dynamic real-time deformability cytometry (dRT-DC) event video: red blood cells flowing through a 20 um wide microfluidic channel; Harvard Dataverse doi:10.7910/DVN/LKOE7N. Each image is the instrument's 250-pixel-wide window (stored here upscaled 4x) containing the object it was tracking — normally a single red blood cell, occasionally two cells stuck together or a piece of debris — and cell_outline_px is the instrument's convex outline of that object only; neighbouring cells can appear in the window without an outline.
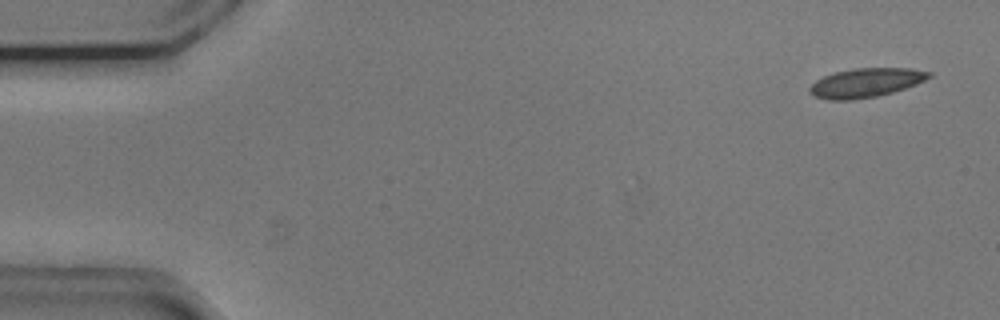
{"species": "common noctule bat (a hibernating species)", "species_latin": "Nyctalus noctula", "temperature_condition": "cold", "stored_images_in_passage": 14, "camera_frame_rate_fps": 3000, "um_per_image_px": 0.085, "animal": {"sex": "male", "body_mass_g": 20.5, "forearm_length_mm": 52.5}, "frame": {"image": 1, "passage_image": 3, "time_ms": 0.667, "image_size_px": [1000, 320], "cell_outline_px": [[932, 76], [916, 84], [892, 92], [876, 96], [852, 100], [828, 100], [812, 96], [808, 92], [808, 88], [816, 80], [824, 76], [836, 72], [856, 68], [908, 68], [932, 72]], "centroid_in_image_um": [73.56, 7.04], "position_along_channel_um": 11.4, "area_um2": 20.17}}
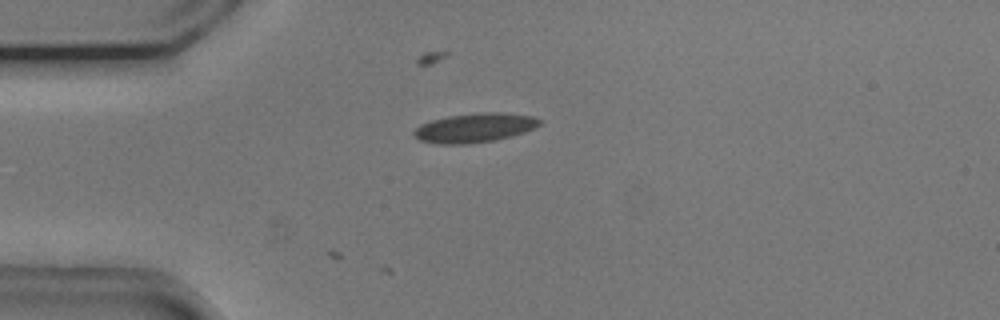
{"frame": {"image": 2, "passage_image": 14, "time_ms": 4.333, "image_size_px": [1000, 320], "cell_outline_px": [[544, 120], [536, 128], [512, 136], [496, 140], [468, 144], [440, 144], [420, 140], [412, 132], [420, 124], [432, 120], [448, 116], [480, 112], [500, 112], [532, 116]], "centroid_in_image_um": [40.39, 10.86], "position_along_channel_um": 44.6, "area_um2": 21.5}}